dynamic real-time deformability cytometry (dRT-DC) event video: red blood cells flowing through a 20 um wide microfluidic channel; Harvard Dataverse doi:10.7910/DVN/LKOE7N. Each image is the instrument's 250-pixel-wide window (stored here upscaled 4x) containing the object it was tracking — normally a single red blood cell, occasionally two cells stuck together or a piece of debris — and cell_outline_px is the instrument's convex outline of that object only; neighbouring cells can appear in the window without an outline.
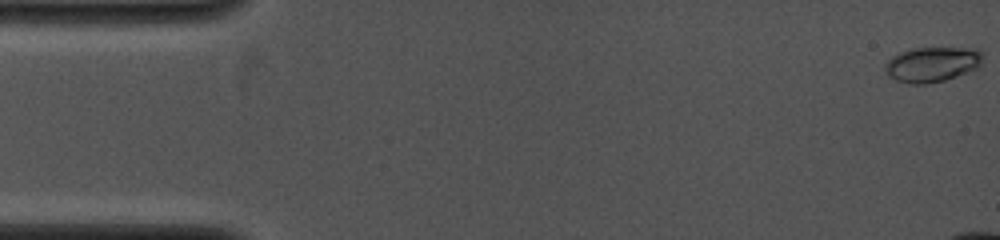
{"species": "common noctule bat (a hibernating species)", "species_latin": "Nyctalus noctula", "temperature_condition": "cold", "stored_images_in_passage": 19, "camera_frame_rate_fps": 4000, "um_per_image_px": 0.085, "animal": {"sex": "female", "body_mass_g": 19.0, "forearm_length_mm": 53.3}, "frame": {"image": 1, "passage_image": 1, "time_ms": 0.0, "image_size_px": [1000, 240], "cell_outline_px": [[984, 52], [980, 68], [944, 80], [924, 84], [912, 84], [896, 80], [888, 76], [884, 68], [884, 64], [892, 56], [900, 52], [916, 48], [980, 48]], "centroid_in_image_um": [79.27, 5.46], "position_along_channel_um": 5.7, "area_um2": 20.17}}